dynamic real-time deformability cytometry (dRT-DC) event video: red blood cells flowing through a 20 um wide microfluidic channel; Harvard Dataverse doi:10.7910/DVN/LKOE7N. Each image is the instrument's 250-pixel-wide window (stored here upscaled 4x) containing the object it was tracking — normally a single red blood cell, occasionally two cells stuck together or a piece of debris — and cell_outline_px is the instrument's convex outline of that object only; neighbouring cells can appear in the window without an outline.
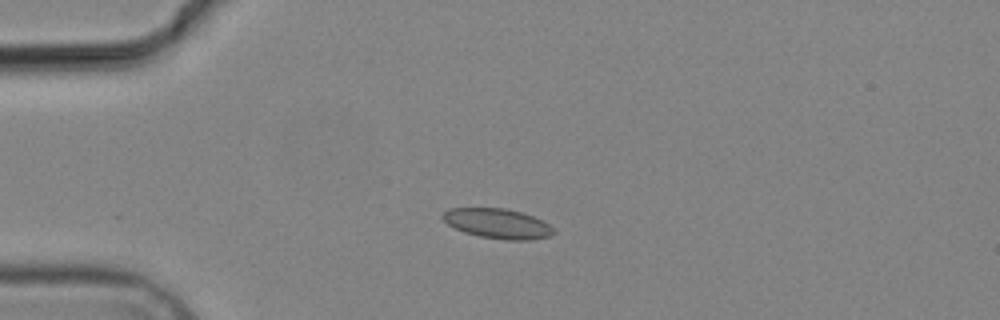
{"species": "common noctule bat (a hibernating species)", "species_latin": "Nyctalus noctula", "temperature_condition": "cold", "stored_images_in_passage": 4, "camera_frame_rate_fps": 3000, "um_per_image_px": 0.085, "animal": {"sex": "male", "body_mass_g": 19.2, "forearm_length_mm": 51.8}, "frame": {"image": 1, "passage_image": 3, "time_ms": 3.667, "image_size_px": [1000, 320], "cell_outline_px": [[556, 232], [552, 236], [532, 240], [508, 240], [480, 236], [464, 232], [448, 224], [440, 216], [448, 208], [504, 208], [520, 212], [532, 216], [548, 224]], "centroid_in_image_um": [42.3, 19.0], "position_along_channel_um": 42.7, "area_um2": 19.19}}